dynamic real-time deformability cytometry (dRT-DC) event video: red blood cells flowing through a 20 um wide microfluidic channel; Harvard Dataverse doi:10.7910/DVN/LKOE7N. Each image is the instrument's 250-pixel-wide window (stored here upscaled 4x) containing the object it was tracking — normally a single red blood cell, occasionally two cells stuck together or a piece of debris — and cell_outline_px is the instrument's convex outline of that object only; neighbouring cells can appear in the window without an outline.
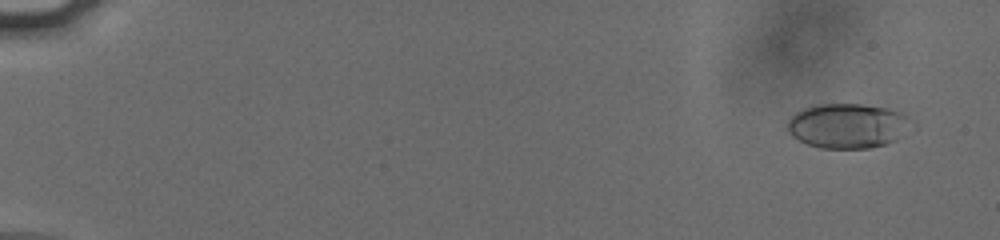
{"species": "human", "species_latin": "Homo sapiens", "temperature_condition": "cold", "stored_images_in_passage": 57, "camera_frame_rate_fps": 3000, "um_per_image_px": 0.085, "donor": {"sex": "male"}, "frame": {"image": 1, "passage_image": 5, "time_ms": 1.333, "image_size_px": [1000, 240], "cell_outline_px": [[916, 124], [896, 140], [872, 148], [820, 148], [808, 144], [792, 136], [788, 132], [788, 120], [796, 112], [812, 104], [864, 104], [888, 108], [900, 112], [908, 116]], "centroid_in_image_um": [72.1, 10.68], "position_along_channel_um": 12.9, "area_um2": 32.66}}
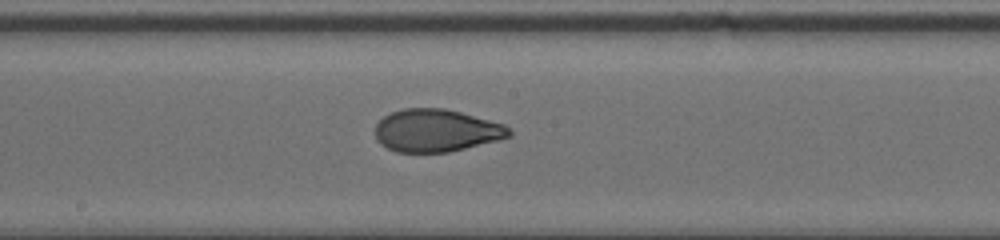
{"frame": {"image": 2, "passage_image": 34, "time_ms": 11.0, "image_size_px": [1000, 240], "cell_outline_px": [[512, 136], [500, 140], [448, 152], [396, 152], [380, 144], [376, 140], [376, 124], [384, 116], [392, 112], [404, 108], [444, 108], [460, 112], [504, 124], [512, 132]], "centroid_in_image_um": [37.09, 11.1], "position_along_channel_um": 211.1, "area_um2": 33.23}}
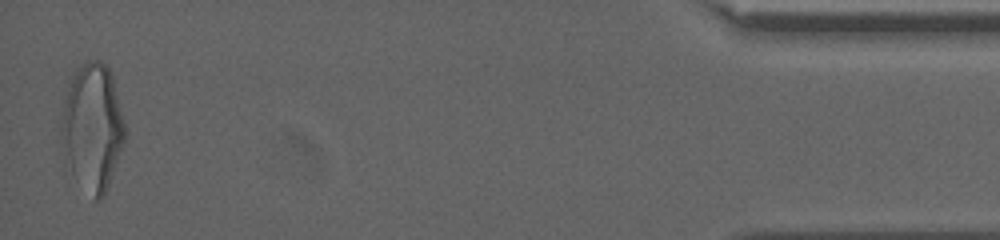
{"frame": {"image": 3, "passage_image": 57, "time_ms": 18.667, "image_size_px": [1000, 240], "cell_outline_px": [[124, 140], [108, 188], [104, 196], [100, 200], [96, 200], [72, 172], [60, 140], [60, 132], [64, 100], [68, 76], [76, 68], [88, 60], [100, 60], [108, 68], [112, 76], [124, 120]], "centroid_in_image_um": [7.84, 10.73], "position_along_channel_um": 427.4, "area_um2": 46.7}, "authors_computed_cell_mechanics": {"area_um2": 33.1772, "velocity_mm_per_s": 3.8127, "shape_relaxation_time_tau1_ms": 4.6582, "shape_relaxation_time_tau2_ms": 1.241, "deformation_change_tau1": 0.1722, "deformation_change_tau2": 0.0685}}